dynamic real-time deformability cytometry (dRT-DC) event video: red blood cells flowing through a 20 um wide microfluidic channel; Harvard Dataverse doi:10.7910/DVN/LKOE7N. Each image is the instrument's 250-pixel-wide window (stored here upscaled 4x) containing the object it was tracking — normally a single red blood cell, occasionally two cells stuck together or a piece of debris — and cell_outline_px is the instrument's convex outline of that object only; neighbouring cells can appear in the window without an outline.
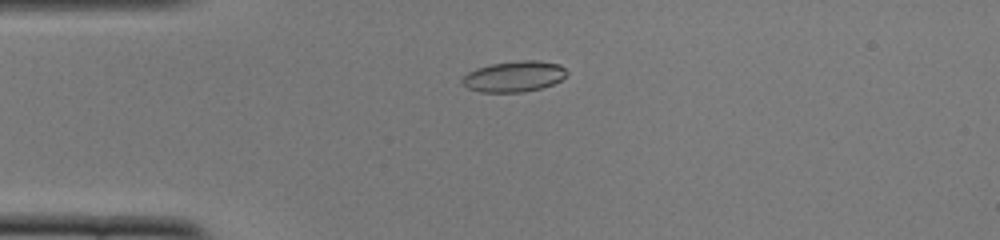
{"species": "common noctule bat (a hibernating species)", "species_latin": "Nyctalus noctula", "temperature_condition": "cold", "stored_images_in_passage": 52, "camera_frame_rate_fps": 3000, "um_per_image_px": 0.085, "animal": {"sex": "female", "body_mass_g": 22.0, "forearm_length_mm": 56.7}, "frame": {"image": 1, "passage_image": 13, "time_ms": 4.0, "image_size_px": [1000, 240], "cell_outline_px": [[568, 72], [560, 80], [552, 84], [540, 88], [520, 92], [480, 92], [468, 88], [460, 84], [460, 80], [468, 72], [476, 68], [492, 64], [520, 60], [536, 60], [560, 64]], "centroid_in_image_um": [43.65, 6.49], "position_along_channel_um": 41.3, "area_um2": 18.73}}
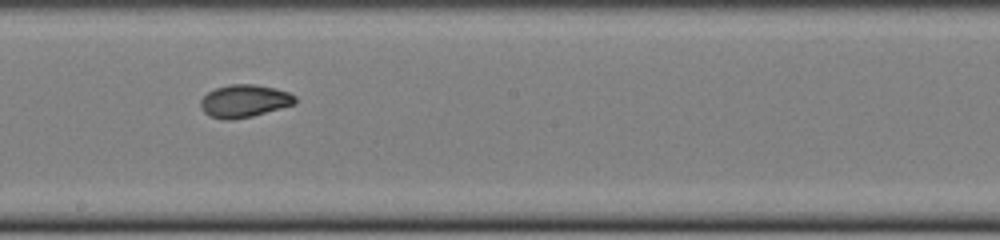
{"frame": {"image": 2, "passage_image": 29, "time_ms": 9.333, "image_size_px": [1000, 240], "cell_outline_px": [[296, 104], [252, 116], [232, 120], [224, 120], [208, 116], [204, 112], [200, 104], [200, 100], [208, 92], [216, 88], [232, 84], [256, 84], [276, 88], [288, 92], [296, 96]], "centroid_in_image_um": [20.78, 8.59], "position_along_channel_um": 227.4, "area_um2": 18.09}}
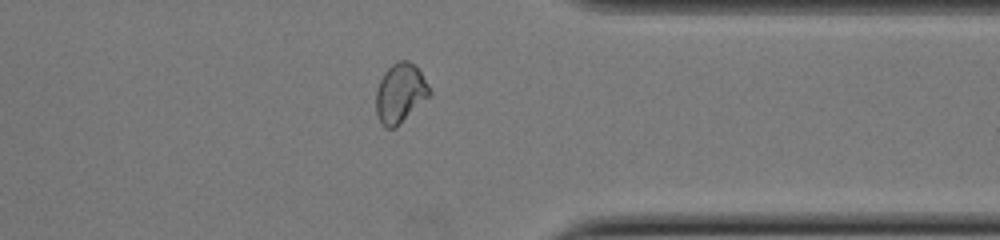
{"frame": {"image": 3, "passage_image": 41, "time_ms": 13.333, "image_size_px": [1000, 240], "cell_outline_px": [[432, 92], [396, 128], [384, 128], [376, 112], [376, 88], [384, 72], [392, 64], [400, 60], [408, 60], [420, 72], [428, 84]], "centroid_in_image_um": [33.99, 7.92], "position_along_channel_um": 377.4, "area_um2": 18.26}, "authors_computed_cell_mechanics": {"area_um2": 18.2648, "velocity_mm_per_s": 3.896, "shape_relaxation_time_tau1_ms": 9.3097, "shape_relaxation_time_tau2_ms": 1.6039, "deformation_change_tau1": 0.2151, "deformation_change_tau2": 0.0493}}